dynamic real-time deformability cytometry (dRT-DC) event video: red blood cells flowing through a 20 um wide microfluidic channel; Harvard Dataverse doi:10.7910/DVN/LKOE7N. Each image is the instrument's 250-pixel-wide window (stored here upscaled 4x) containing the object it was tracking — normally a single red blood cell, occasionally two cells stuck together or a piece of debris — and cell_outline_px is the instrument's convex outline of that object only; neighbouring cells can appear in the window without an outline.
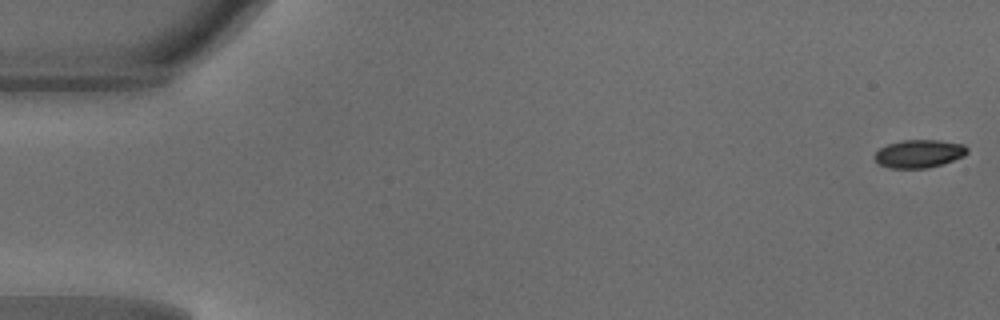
{"species": "common noctule bat (a hibernating species)", "species_latin": "Nyctalus noctula", "temperature_condition": "warm", "stored_images_in_passage": 48, "camera_frame_rate_fps": 3000, "um_per_image_px": 0.085, "animal": {"sex": "male", "body_mass_g": 18.8}, "frame": {"image": 1, "passage_image": 1, "time_ms": 0.0, "image_size_px": [1000, 320], "cell_outline_px": [[968, 152], [964, 156], [928, 168], [892, 168], [880, 164], [872, 156], [880, 148], [888, 144], [904, 140], [940, 140], [964, 144], [968, 148]], "centroid_in_image_um": [78.13, 13.05], "position_along_channel_um": 6.9, "area_um2": 15.03}}
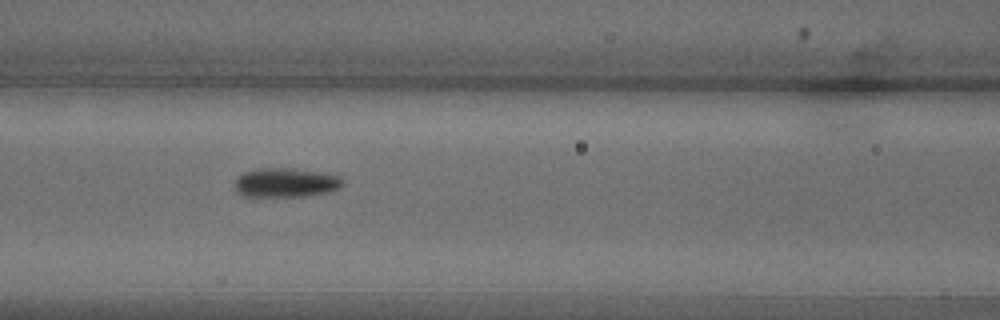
{"frame": {"image": 2, "passage_image": 21, "time_ms": 6.667, "image_size_px": [1000, 320], "cell_outline_px": [[344, 184], [340, 188], [328, 192], [304, 196], [244, 196], [236, 188], [236, 176], [244, 172], [256, 168], [292, 168], [320, 172], [340, 176]], "centroid_in_image_um": [24.31, 15.51], "position_along_channel_um": 142.3, "area_um2": 18.32}}
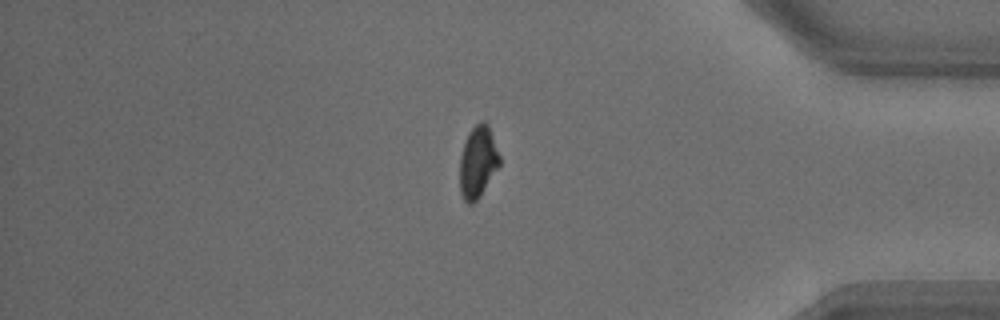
{"frame": {"image": 3, "passage_image": 41, "time_ms": 13.333, "image_size_px": [1000, 320], "cell_outline_px": [[500, 164], [480, 196], [472, 204], [468, 204], [464, 200], [460, 192], [460, 156], [468, 132], [480, 120], [484, 120], [488, 124], [500, 156]], "centroid_in_image_um": [40.61, 13.75], "position_along_channel_um": 394.6, "area_um2": 16.59}, "authors_computed_cell_mechanics": {"area_um2": 17.0799, "velocity_mm_per_s": 4.1939, "shape_relaxation_time_tau1_ms": 3.7514, "shape_relaxation_time_tau2_ms": 3.1798, "deformation_change_tau1": 0.1322, "deformation_change_tau2": 0.0647}}